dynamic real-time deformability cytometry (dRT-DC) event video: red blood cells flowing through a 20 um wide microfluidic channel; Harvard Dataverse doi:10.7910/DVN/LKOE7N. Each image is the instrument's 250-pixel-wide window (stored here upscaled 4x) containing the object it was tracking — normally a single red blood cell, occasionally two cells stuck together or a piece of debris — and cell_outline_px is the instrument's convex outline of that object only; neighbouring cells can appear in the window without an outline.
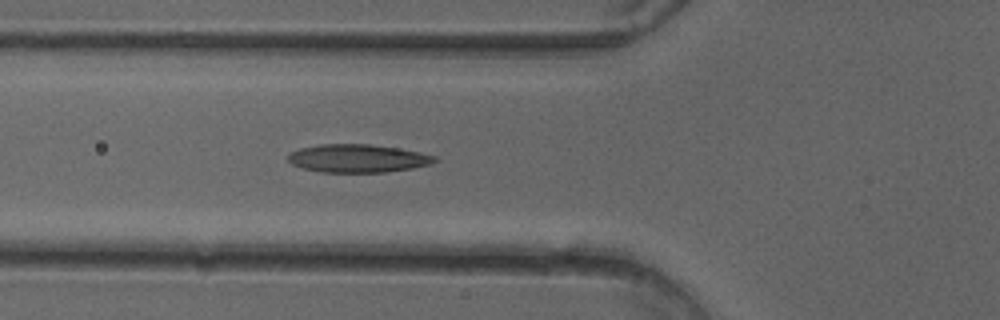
{"species": "common noctule bat (a hibernating species)", "species_latin": "Nyctalus noctula", "temperature_condition": "cold", "stored_images_in_passage": 21, "camera_frame_rate_fps": 3000, "um_per_image_px": 0.085, "animal": {"sex": "female"}, "frame": {"image": 1, "passage_image": 6, "time_ms": 1.667, "image_size_px": [1000, 320], "cell_outline_px": [[440, 160], [432, 164], [412, 168], [388, 172], [320, 172], [304, 168], [292, 164], [288, 160], [288, 156], [292, 152], [300, 148], [320, 144], [368, 144], [396, 148], [420, 152], [436, 156]], "centroid_in_image_um": [30.45, 13.46], "position_along_channel_um": 95.3, "area_um2": 23.99}}
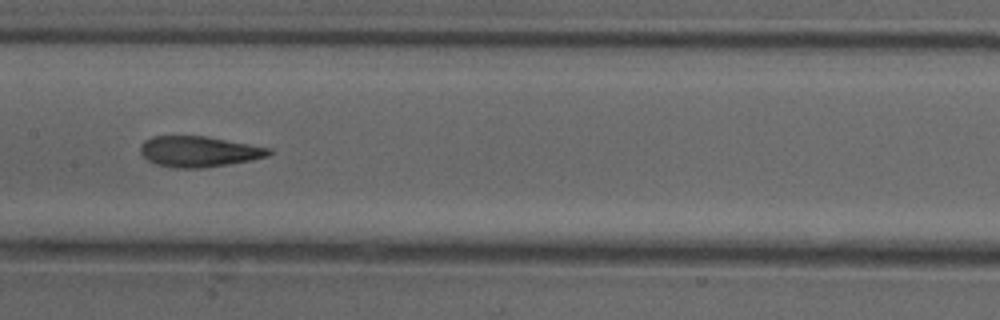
{"frame": {"image": 2, "passage_image": 13, "time_ms": 4.0, "image_size_px": [1000, 320], "cell_outline_px": [[272, 152], [268, 156], [252, 160], [228, 164], [200, 168], [172, 168], [156, 164], [148, 160], [140, 152], [140, 144], [144, 140], [152, 136], [204, 136], [272, 148]], "centroid_in_image_um": [16.89, 12.88], "position_along_channel_um": 190.5, "area_um2": 23.0}}
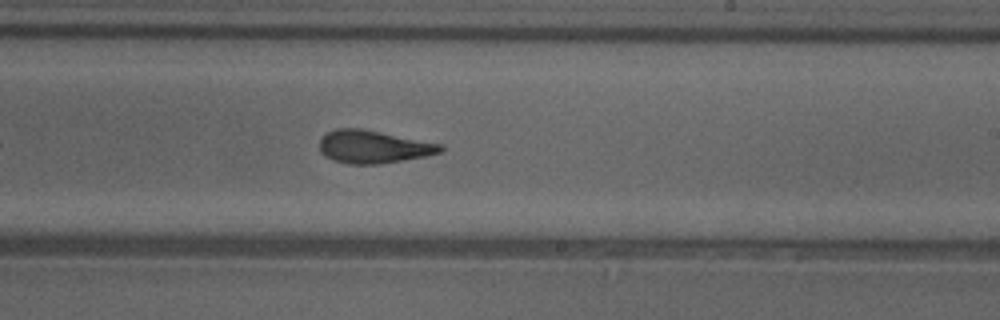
{"frame": {"image": 3, "passage_image": 18, "time_ms": 5.667, "image_size_px": [1000, 320], "cell_outline_px": [[444, 148], [440, 152], [424, 156], [380, 164], [348, 164], [332, 160], [324, 156], [320, 152], [320, 140], [328, 132], [336, 128], [360, 128], [444, 144]], "centroid_in_image_um": [31.72, 12.48], "position_along_channel_um": 257.3, "area_um2": 23.12}}